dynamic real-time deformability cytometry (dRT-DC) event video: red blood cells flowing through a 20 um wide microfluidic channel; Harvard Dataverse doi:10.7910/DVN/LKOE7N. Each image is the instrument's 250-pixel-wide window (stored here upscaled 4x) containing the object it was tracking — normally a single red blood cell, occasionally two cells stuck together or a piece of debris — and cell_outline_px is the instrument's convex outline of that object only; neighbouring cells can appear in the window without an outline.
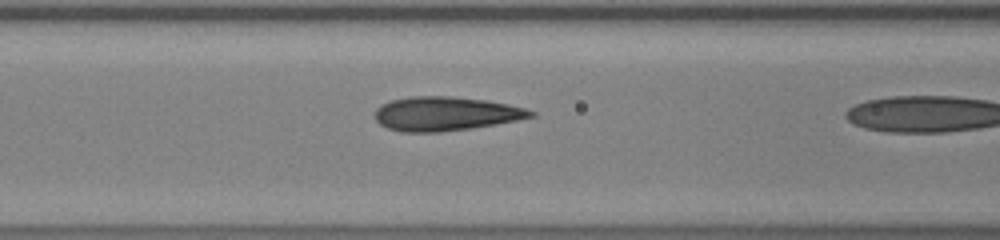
{"species": "human", "species_latin": "Homo sapiens", "temperature_condition": "warm", "stored_images_in_passage": 18, "camera_frame_rate_fps": 3000, "um_per_image_px": 0.085, "donor": {"sex": "male"}, "frame": {"image": 1, "passage_image": 17, "time_ms": 5.333, "image_size_px": [1000, 240], "cell_outline_px": [[536, 116], [496, 124], [472, 128], [440, 132], [400, 132], [388, 128], [380, 124], [376, 120], [376, 108], [380, 104], [392, 100], [412, 96], [452, 96], [484, 100], [508, 104], [524, 108], [536, 112]], "centroid_in_image_um": [37.86, 9.67], "position_along_channel_um": 128.7, "area_um2": 30.87}}